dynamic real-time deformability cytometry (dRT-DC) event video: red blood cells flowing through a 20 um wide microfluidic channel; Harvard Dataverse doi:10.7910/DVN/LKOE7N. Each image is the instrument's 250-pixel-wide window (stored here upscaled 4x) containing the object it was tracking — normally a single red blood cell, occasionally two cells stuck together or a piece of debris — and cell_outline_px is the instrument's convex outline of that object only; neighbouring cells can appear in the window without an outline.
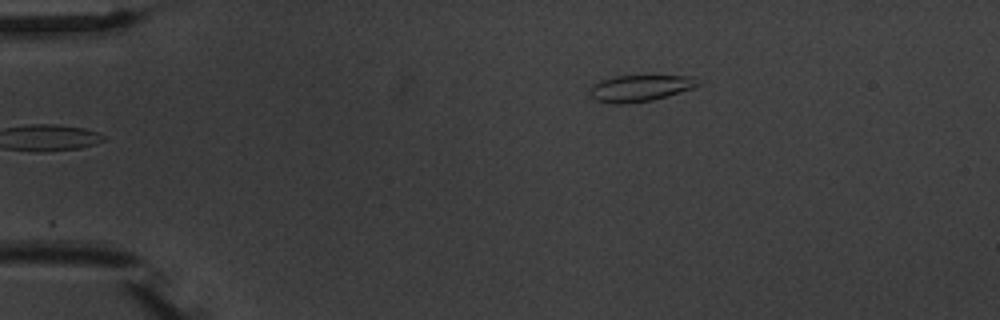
{"species": "common noctule bat (a hibernating species)", "species_latin": "Nyctalus noctula", "temperature_condition": "warm", "stored_images_in_passage": 5, "camera_frame_rate_fps": 3000, "um_per_image_px": 0.085, "animal": {"sex": "male", "body_mass_g": 20.1, "forearm_length_mm": 53.5}, "frame": {"image": 1, "passage_image": 5, "time_ms": 4.667, "image_size_px": [1000, 320], "cell_outline_px": [[700, 84], [692, 88], [652, 100], [620, 104], [612, 104], [596, 100], [588, 92], [600, 80], [612, 76], [692, 76]], "centroid_in_image_um": [54.36, 7.49], "position_along_channel_um": 30.6, "area_um2": 16.3}}